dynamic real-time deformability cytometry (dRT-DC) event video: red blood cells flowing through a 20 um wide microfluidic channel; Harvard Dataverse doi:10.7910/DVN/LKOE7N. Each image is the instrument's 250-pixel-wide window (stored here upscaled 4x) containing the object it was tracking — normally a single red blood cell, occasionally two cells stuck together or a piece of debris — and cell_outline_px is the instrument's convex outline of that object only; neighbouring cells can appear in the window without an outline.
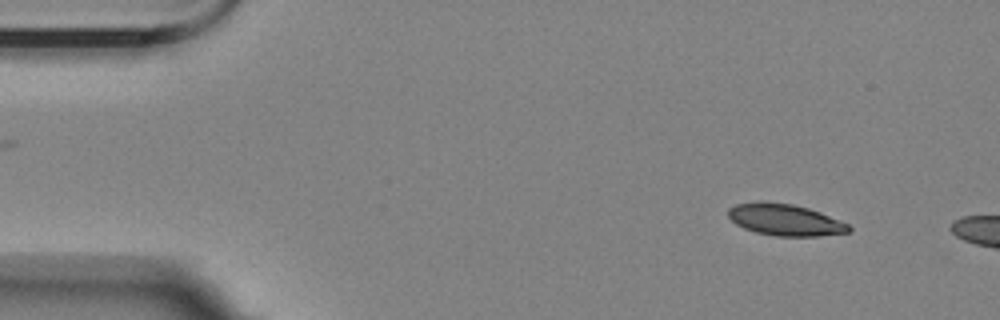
{"species": "Egyptian fruit bat (a non-hibernating species)", "species_latin": "Rousettus aegyptiacus", "temperature_condition": "room temperature", "stored_images_in_passage": 6, "camera_frame_rate_fps": 3000, "um_per_image_px": 0.085, "animal": {"sex": "female"}, "frame": {"image": 1, "passage_image": 1, "time_ms": 0.0, "image_size_px": [1000, 320], "cell_outline_px": [[852, 228], [848, 232], [820, 236], [776, 236], [756, 232], [744, 228], [736, 224], [728, 216], [728, 208], [736, 204], [760, 200], [792, 204], [808, 208], [820, 212], [848, 224]], "centroid_in_image_um": [66.7, 18.67], "position_along_channel_um": 18.3, "area_um2": 22.25}}
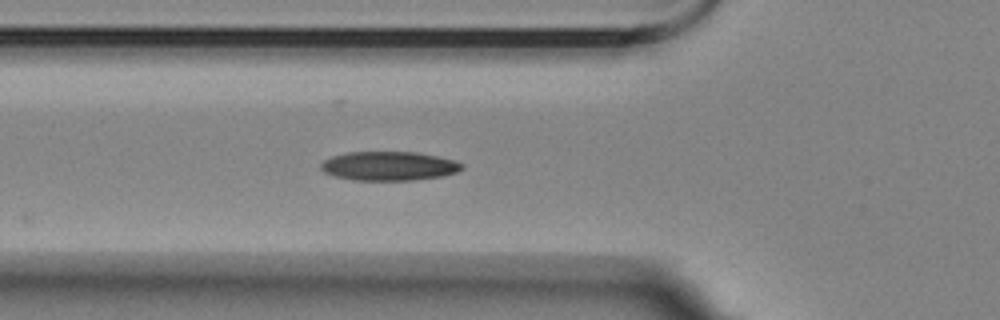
{"frame": {"image": 2, "passage_image": 5, "time_ms": 4.667, "image_size_px": [1000, 320], "cell_outline_px": [[464, 168], [456, 172], [444, 176], [416, 180], [356, 180], [336, 176], [324, 172], [320, 168], [320, 164], [324, 160], [332, 156], [348, 152], [416, 152], [436, 156], [452, 160], [464, 164]], "centroid_in_image_um": [33.07, 14.11], "position_along_channel_um": 92.7, "area_um2": 23.81}}